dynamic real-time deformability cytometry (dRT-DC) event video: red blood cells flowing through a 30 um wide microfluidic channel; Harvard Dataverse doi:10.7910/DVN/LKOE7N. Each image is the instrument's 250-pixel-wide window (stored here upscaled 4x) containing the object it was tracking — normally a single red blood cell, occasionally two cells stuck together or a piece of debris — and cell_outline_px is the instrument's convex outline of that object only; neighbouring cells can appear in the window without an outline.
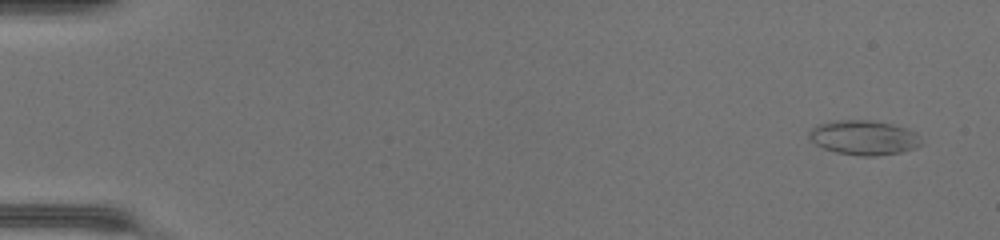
{"species": "common noctule bat (a hibernating species)", "species_latin": "Nyctalus noctula", "temperature_condition": "warm", "stored_images_in_passage": 49, "camera_frame_rate_fps": 3000, "um_per_image_px": 0.085, "animal": {"sex": "female", "body_mass_g": 17.0, "forearm_length_mm": 48.0}, "frame": {"image": 1, "passage_image": 3, "time_ms": 0.667, "image_size_px": [1000, 240], "cell_outline_px": [[924, 144], [916, 148], [900, 152], [872, 156], [860, 156], [836, 152], [824, 148], [816, 144], [808, 136], [808, 132], [816, 124], [836, 120], [872, 120], [892, 124], [916, 132], [920, 136]], "centroid_in_image_um": [73.44, 11.69], "position_along_channel_um": 11.6, "area_um2": 22.72}}
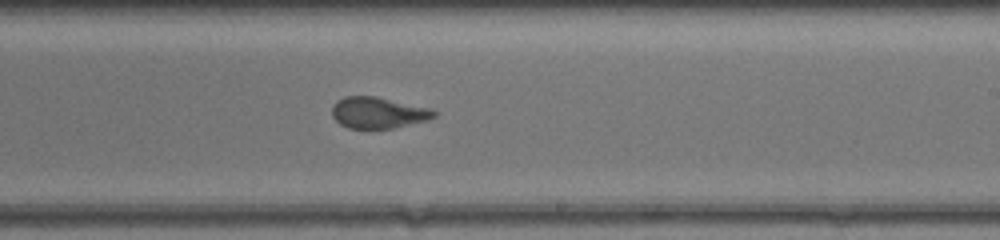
{"frame": {"image": 2, "passage_image": 31, "time_ms": 10.0, "image_size_px": [1000, 240], "cell_outline_px": [[436, 116], [428, 120], [392, 128], [348, 128], [340, 124], [332, 116], [332, 104], [336, 100], [344, 96], [376, 96], [432, 108], [436, 112]], "centroid_in_image_um": [32.13, 9.56], "position_along_channel_um": 256.9, "area_um2": 18.73}}
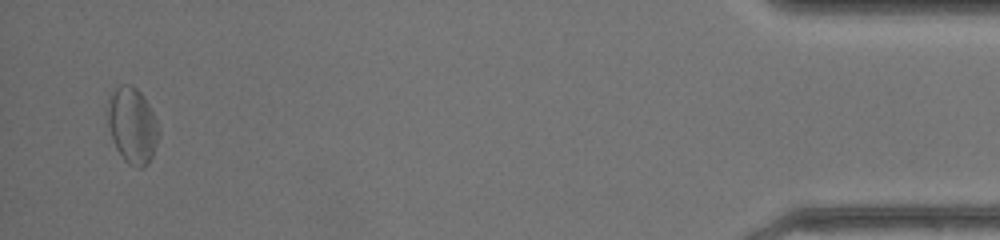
{"frame": {"image": 3, "passage_image": 48, "time_ms": 15.667, "image_size_px": [1000, 240], "cell_outline_px": [[160, 132], [152, 156], [148, 164], [144, 168], [136, 168], [128, 164], [124, 160], [116, 148], [108, 124], [104, 108], [108, 96], [120, 84], [132, 84], [144, 96], [156, 120]], "centroid_in_image_um": [11.21, 10.64], "position_along_channel_um": 424.0, "area_um2": 23.0}, "authors_computed_cell_mechanics": {"area_um2": 19.5364, "velocity_mm_per_s": 4.3344, "shape_relaxation_time_tau1_ms": 6.9958, "shape_relaxation_time_tau2_ms": 1.491, "deformation_change_tau1": 0.1509, "deformation_change_tau2": 0.0888}}